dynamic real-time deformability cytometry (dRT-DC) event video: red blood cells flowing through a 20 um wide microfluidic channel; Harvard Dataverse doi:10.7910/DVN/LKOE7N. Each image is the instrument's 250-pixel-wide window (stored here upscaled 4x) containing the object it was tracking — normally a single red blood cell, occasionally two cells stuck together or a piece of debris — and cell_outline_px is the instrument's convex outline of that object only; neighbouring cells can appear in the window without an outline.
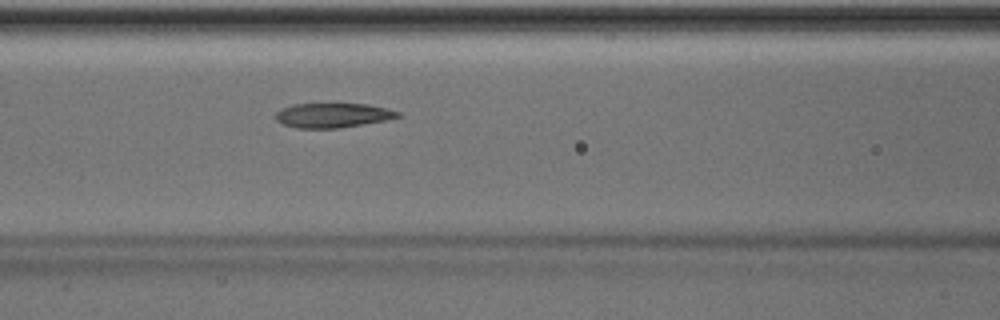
{"species": "Egyptian fruit bat (a non-hibernating species)", "species_latin": "Rousettus aegyptiacus", "temperature_condition": "room temperature", "stored_images_in_passage": 37, "camera_frame_rate_fps": 3000, "um_per_image_px": 0.085, "animal": {"sex": "male"}, "frame": {"image": 1, "passage_image": 8, "time_ms": 2.333, "image_size_px": [1000, 320], "cell_outline_px": [[400, 116], [388, 120], [336, 128], [296, 128], [284, 124], [276, 120], [276, 112], [280, 108], [292, 104], [368, 104], [388, 108], [400, 112]], "centroid_in_image_um": [28.29, 9.79], "position_along_channel_um": 138.3, "area_um2": 17.46}}
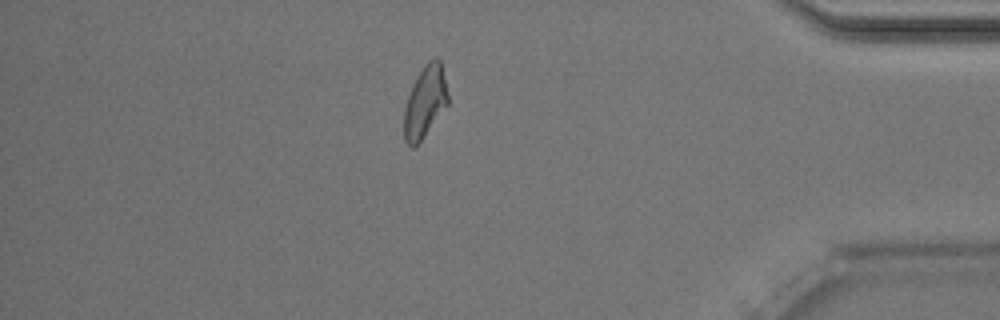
{"frame": {"image": 2, "passage_image": 30, "time_ms": 9.667, "image_size_px": [1000, 320], "cell_outline_px": [[448, 104], [420, 140], [412, 148], [404, 140], [404, 108], [408, 96], [424, 64], [428, 60], [436, 56], [440, 60], [448, 96]], "centroid_in_image_um": [36.12, 8.64], "position_along_channel_um": 399.1, "area_um2": 17.8}}
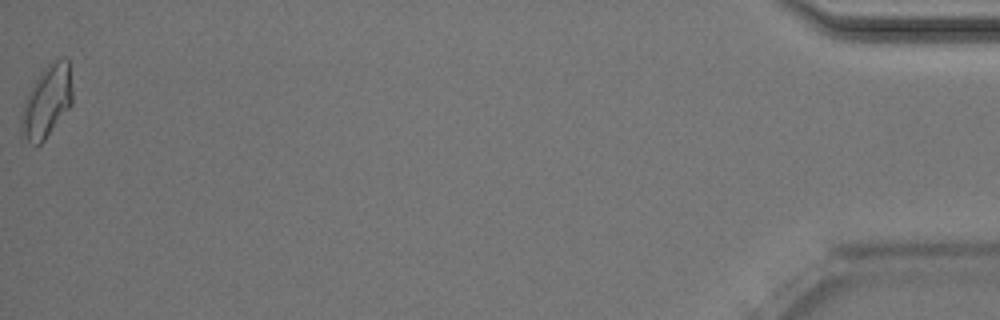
{"frame": {"image": 3, "passage_image": 37, "time_ms": 12.0, "image_size_px": [1000, 320], "cell_outline_px": [[72, 104], [44, 140], [40, 144], [36, 144], [20, 140], [20, 116], [28, 92], [36, 80], [48, 64], [56, 60], [68, 60], [72, 92]], "centroid_in_image_um": [3.94, 8.71], "position_along_channel_um": 431.3, "area_um2": 21.15}, "authors_computed_cell_mechanics": {"area_um2": 18.3226, "velocity_mm_per_s": 4.0297, "shape_relaxation_time_tau1_ms": 9.7713, "shape_relaxation_time_tau2_ms": 3.7884, "deformation_change_tau1": 0.2471, "deformation_change_tau2": 0.1111}}